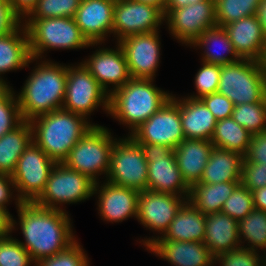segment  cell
<instances>
[{"label":"cell","instance_id":"obj_47","mask_svg":"<svg viewBox=\"0 0 266 266\" xmlns=\"http://www.w3.org/2000/svg\"><path fill=\"white\" fill-rule=\"evenodd\" d=\"M10 185L14 188V182L9 175L0 174V207L6 208V203L12 196Z\"/></svg>","mask_w":266,"mask_h":266},{"label":"cell","instance_id":"obj_54","mask_svg":"<svg viewBox=\"0 0 266 266\" xmlns=\"http://www.w3.org/2000/svg\"><path fill=\"white\" fill-rule=\"evenodd\" d=\"M260 62H261L263 72H264L265 77H266V46H265V51H264L263 57H262Z\"/></svg>","mask_w":266,"mask_h":266},{"label":"cell","instance_id":"obj_10","mask_svg":"<svg viewBox=\"0 0 266 266\" xmlns=\"http://www.w3.org/2000/svg\"><path fill=\"white\" fill-rule=\"evenodd\" d=\"M139 144L148 163L147 190L178 196L184 194L183 197L188 198L190 186L182 177L173 149L158 144Z\"/></svg>","mask_w":266,"mask_h":266},{"label":"cell","instance_id":"obj_26","mask_svg":"<svg viewBox=\"0 0 266 266\" xmlns=\"http://www.w3.org/2000/svg\"><path fill=\"white\" fill-rule=\"evenodd\" d=\"M180 119L185 139L211 141L217 120L200 99L180 100Z\"/></svg>","mask_w":266,"mask_h":266},{"label":"cell","instance_id":"obj_25","mask_svg":"<svg viewBox=\"0 0 266 266\" xmlns=\"http://www.w3.org/2000/svg\"><path fill=\"white\" fill-rule=\"evenodd\" d=\"M203 243L214 257L240 247L238 221L222 212L206 215Z\"/></svg>","mask_w":266,"mask_h":266},{"label":"cell","instance_id":"obj_20","mask_svg":"<svg viewBox=\"0 0 266 266\" xmlns=\"http://www.w3.org/2000/svg\"><path fill=\"white\" fill-rule=\"evenodd\" d=\"M223 28L241 59L261 61L266 46V35L256 15L231 22Z\"/></svg>","mask_w":266,"mask_h":266},{"label":"cell","instance_id":"obj_29","mask_svg":"<svg viewBox=\"0 0 266 266\" xmlns=\"http://www.w3.org/2000/svg\"><path fill=\"white\" fill-rule=\"evenodd\" d=\"M31 142L32 127L26 120L0 138V174H13L18 159Z\"/></svg>","mask_w":266,"mask_h":266},{"label":"cell","instance_id":"obj_30","mask_svg":"<svg viewBox=\"0 0 266 266\" xmlns=\"http://www.w3.org/2000/svg\"><path fill=\"white\" fill-rule=\"evenodd\" d=\"M240 182L207 184L196 182L190 187V201L203 215L221 212L224 202Z\"/></svg>","mask_w":266,"mask_h":266},{"label":"cell","instance_id":"obj_36","mask_svg":"<svg viewBox=\"0 0 266 266\" xmlns=\"http://www.w3.org/2000/svg\"><path fill=\"white\" fill-rule=\"evenodd\" d=\"M82 0H38L36 6L27 15L28 20L53 17L74 18Z\"/></svg>","mask_w":266,"mask_h":266},{"label":"cell","instance_id":"obj_17","mask_svg":"<svg viewBox=\"0 0 266 266\" xmlns=\"http://www.w3.org/2000/svg\"><path fill=\"white\" fill-rule=\"evenodd\" d=\"M182 198V199H180ZM188 198L144 190L139 192L137 219L149 229L165 233L177 211Z\"/></svg>","mask_w":266,"mask_h":266},{"label":"cell","instance_id":"obj_8","mask_svg":"<svg viewBox=\"0 0 266 266\" xmlns=\"http://www.w3.org/2000/svg\"><path fill=\"white\" fill-rule=\"evenodd\" d=\"M98 182L94 183L87 176L69 169L63 163H56L52 169L41 195L34 201L40 207L62 210L60 203L84 201L98 191Z\"/></svg>","mask_w":266,"mask_h":266},{"label":"cell","instance_id":"obj_34","mask_svg":"<svg viewBox=\"0 0 266 266\" xmlns=\"http://www.w3.org/2000/svg\"><path fill=\"white\" fill-rule=\"evenodd\" d=\"M231 117L252 135L266 131V101L234 106Z\"/></svg>","mask_w":266,"mask_h":266},{"label":"cell","instance_id":"obj_35","mask_svg":"<svg viewBox=\"0 0 266 266\" xmlns=\"http://www.w3.org/2000/svg\"><path fill=\"white\" fill-rule=\"evenodd\" d=\"M217 26H225L244 17L256 15L260 0H215Z\"/></svg>","mask_w":266,"mask_h":266},{"label":"cell","instance_id":"obj_38","mask_svg":"<svg viewBox=\"0 0 266 266\" xmlns=\"http://www.w3.org/2000/svg\"><path fill=\"white\" fill-rule=\"evenodd\" d=\"M254 209L251 191L240 183L224 202L221 212L239 221Z\"/></svg>","mask_w":266,"mask_h":266},{"label":"cell","instance_id":"obj_41","mask_svg":"<svg viewBox=\"0 0 266 266\" xmlns=\"http://www.w3.org/2000/svg\"><path fill=\"white\" fill-rule=\"evenodd\" d=\"M83 249L77 241L70 245L66 250L47 257L36 263L37 266H88L87 260Z\"/></svg>","mask_w":266,"mask_h":266},{"label":"cell","instance_id":"obj_13","mask_svg":"<svg viewBox=\"0 0 266 266\" xmlns=\"http://www.w3.org/2000/svg\"><path fill=\"white\" fill-rule=\"evenodd\" d=\"M130 136L137 143L158 144L175 149L185 139L180 119V100L172 96Z\"/></svg>","mask_w":266,"mask_h":266},{"label":"cell","instance_id":"obj_6","mask_svg":"<svg viewBox=\"0 0 266 266\" xmlns=\"http://www.w3.org/2000/svg\"><path fill=\"white\" fill-rule=\"evenodd\" d=\"M25 22L30 54L35 60L47 49H78L91 45L81 33L74 18L51 17Z\"/></svg>","mask_w":266,"mask_h":266},{"label":"cell","instance_id":"obj_3","mask_svg":"<svg viewBox=\"0 0 266 266\" xmlns=\"http://www.w3.org/2000/svg\"><path fill=\"white\" fill-rule=\"evenodd\" d=\"M45 62V63H44ZM67 81V66L43 61L26 80L19 96L23 120L60 110L63 107Z\"/></svg>","mask_w":266,"mask_h":266},{"label":"cell","instance_id":"obj_5","mask_svg":"<svg viewBox=\"0 0 266 266\" xmlns=\"http://www.w3.org/2000/svg\"><path fill=\"white\" fill-rule=\"evenodd\" d=\"M217 92L234 106L266 101V77L260 61L240 59L221 65Z\"/></svg>","mask_w":266,"mask_h":266},{"label":"cell","instance_id":"obj_40","mask_svg":"<svg viewBox=\"0 0 266 266\" xmlns=\"http://www.w3.org/2000/svg\"><path fill=\"white\" fill-rule=\"evenodd\" d=\"M221 74V65L203 62V67L199 69L195 76V85L198 92L196 96L189 98L201 99L204 96L216 93Z\"/></svg>","mask_w":266,"mask_h":266},{"label":"cell","instance_id":"obj_31","mask_svg":"<svg viewBox=\"0 0 266 266\" xmlns=\"http://www.w3.org/2000/svg\"><path fill=\"white\" fill-rule=\"evenodd\" d=\"M251 137V133L230 117L217 121L211 142L214 147L235 151L244 156Z\"/></svg>","mask_w":266,"mask_h":266},{"label":"cell","instance_id":"obj_11","mask_svg":"<svg viewBox=\"0 0 266 266\" xmlns=\"http://www.w3.org/2000/svg\"><path fill=\"white\" fill-rule=\"evenodd\" d=\"M147 166L140 144L131 136L115 141L107 174L108 182L139 192L147 190Z\"/></svg>","mask_w":266,"mask_h":266},{"label":"cell","instance_id":"obj_42","mask_svg":"<svg viewBox=\"0 0 266 266\" xmlns=\"http://www.w3.org/2000/svg\"><path fill=\"white\" fill-rule=\"evenodd\" d=\"M260 259L256 251L241 246L214 257V263L219 261L221 266H266V259Z\"/></svg>","mask_w":266,"mask_h":266},{"label":"cell","instance_id":"obj_7","mask_svg":"<svg viewBox=\"0 0 266 266\" xmlns=\"http://www.w3.org/2000/svg\"><path fill=\"white\" fill-rule=\"evenodd\" d=\"M111 136L106 128L94 125L70 150L62 163L97 183V175L103 172L107 175L110 169L115 142Z\"/></svg>","mask_w":266,"mask_h":266},{"label":"cell","instance_id":"obj_12","mask_svg":"<svg viewBox=\"0 0 266 266\" xmlns=\"http://www.w3.org/2000/svg\"><path fill=\"white\" fill-rule=\"evenodd\" d=\"M99 105H103L106 112H109V93L99 85L83 63L78 67L68 66L62 109L86 118Z\"/></svg>","mask_w":266,"mask_h":266},{"label":"cell","instance_id":"obj_9","mask_svg":"<svg viewBox=\"0 0 266 266\" xmlns=\"http://www.w3.org/2000/svg\"><path fill=\"white\" fill-rule=\"evenodd\" d=\"M56 165L33 141L18 159L11 175L17 189V207L21 202H34L44 191L49 175Z\"/></svg>","mask_w":266,"mask_h":266},{"label":"cell","instance_id":"obj_14","mask_svg":"<svg viewBox=\"0 0 266 266\" xmlns=\"http://www.w3.org/2000/svg\"><path fill=\"white\" fill-rule=\"evenodd\" d=\"M164 12L154 5L135 0H115L113 31L118 41L130 35L158 31Z\"/></svg>","mask_w":266,"mask_h":266},{"label":"cell","instance_id":"obj_39","mask_svg":"<svg viewBox=\"0 0 266 266\" xmlns=\"http://www.w3.org/2000/svg\"><path fill=\"white\" fill-rule=\"evenodd\" d=\"M33 262L28 251L18 239L0 238V266H29Z\"/></svg>","mask_w":266,"mask_h":266},{"label":"cell","instance_id":"obj_24","mask_svg":"<svg viewBox=\"0 0 266 266\" xmlns=\"http://www.w3.org/2000/svg\"><path fill=\"white\" fill-rule=\"evenodd\" d=\"M213 147L209 140L184 139L173 149L177 166L190 187L200 181Z\"/></svg>","mask_w":266,"mask_h":266},{"label":"cell","instance_id":"obj_21","mask_svg":"<svg viewBox=\"0 0 266 266\" xmlns=\"http://www.w3.org/2000/svg\"><path fill=\"white\" fill-rule=\"evenodd\" d=\"M147 249L174 266H212L214 256L203 242L155 240Z\"/></svg>","mask_w":266,"mask_h":266},{"label":"cell","instance_id":"obj_51","mask_svg":"<svg viewBox=\"0 0 266 266\" xmlns=\"http://www.w3.org/2000/svg\"><path fill=\"white\" fill-rule=\"evenodd\" d=\"M205 0H167V3L164 8V16H166L174 9H179L182 7H186L188 5L201 2Z\"/></svg>","mask_w":266,"mask_h":266},{"label":"cell","instance_id":"obj_48","mask_svg":"<svg viewBox=\"0 0 266 266\" xmlns=\"http://www.w3.org/2000/svg\"><path fill=\"white\" fill-rule=\"evenodd\" d=\"M15 223L7 209L0 207V238L8 236V233L14 229Z\"/></svg>","mask_w":266,"mask_h":266},{"label":"cell","instance_id":"obj_27","mask_svg":"<svg viewBox=\"0 0 266 266\" xmlns=\"http://www.w3.org/2000/svg\"><path fill=\"white\" fill-rule=\"evenodd\" d=\"M244 156L238 152L213 147L200 183L241 182Z\"/></svg>","mask_w":266,"mask_h":266},{"label":"cell","instance_id":"obj_23","mask_svg":"<svg viewBox=\"0 0 266 266\" xmlns=\"http://www.w3.org/2000/svg\"><path fill=\"white\" fill-rule=\"evenodd\" d=\"M205 220L206 215H203L190 201H184L163 236L143 240V243L148 248L155 240L203 242Z\"/></svg>","mask_w":266,"mask_h":266},{"label":"cell","instance_id":"obj_1","mask_svg":"<svg viewBox=\"0 0 266 266\" xmlns=\"http://www.w3.org/2000/svg\"><path fill=\"white\" fill-rule=\"evenodd\" d=\"M18 212L25 237V243L19 242L35 264L66 250L76 241L67 212L40 207L34 202H21Z\"/></svg>","mask_w":266,"mask_h":266},{"label":"cell","instance_id":"obj_16","mask_svg":"<svg viewBox=\"0 0 266 266\" xmlns=\"http://www.w3.org/2000/svg\"><path fill=\"white\" fill-rule=\"evenodd\" d=\"M159 43L158 31L130 35L118 41L132 78L154 79L160 60Z\"/></svg>","mask_w":266,"mask_h":266},{"label":"cell","instance_id":"obj_19","mask_svg":"<svg viewBox=\"0 0 266 266\" xmlns=\"http://www.w3.org/2000/svg\"><path fill=\"white\" fill-rule=\"evenodd\" d=\"M117 49H99L90 59L83 62L99 85L109 94L107 84H114L113 90L124 86L132 77L128 69L126 57L122 47L117 44Z\"/></svg>","mask_w":266,"mask_h":266},{"label":"cell","instance_id":"obj_33","mask_svg":"<svg viewBox=\"0 0 266 266\" xmlns=\"http://www.w3.org/2000/svg\"><path fill=\"white\" fill-rule=\"evenodd\" d=\"M238 232L241 243L242 236L245 241L251 243V247L247 248L254 251L266 248V212L258 209L251 211L244 219L238 221Z\"/></svg>","mask_w":266,"mask_h":266},{"label":"cell","instance_id":"obj_46","mask_svg":"<svg viewBox=\"0 0 266 266\" xmlns=\"http://www.w3.org/2000/svg\"><path fill=\"white\" fill-rule=\"evenodd\" d=\"M21 23V17L13 10L8 0H0V36L16 30Z\"/></svg>","mask_w":266,"mask_h":266},{"label":"cell","instance_id":"obj_37","mask_svg":"<svg viewBox=\"0 0 266 266\" xmlns=\"http://www.w3.org/2000/svg\"><path fill=\"white\" fill-rule=\"evenodd\" d=\"M13 94L10 87L0 93V138L23 121L18 99Z\"/></svg>","mask_w":266,"mask_h":266},{"label":"cell","instance_id":"obj_18","mask_svg":"<svg viewBox=\"0 0 266 266\" xmlns=\"http://www.w3.org/2000/svg\"><path fill=\"white\" fill-rule=\"evenodd\" d=\"M115 0H82L75 22L87 41L93 45L103 42L104 37L113 31Z\"/></svg>","mask_w":266,"mask_h":266},{"label":"cell","instance_id":"obj_55","mask_svg":"<svg viewBox=\"0 0 266 266\" xmlns=\"http://www.w3.org/2000/svg\"><path fill=\"white\" fill-rule=\"evenodd\" d=\"M6 87L0 84V93L5 89Z\"/></svg>","mask_w":266,"mask_h":266},{"label":"cell","instance_id":"obj_15","mask_svg":"<svg viewBox=\"0 0 266 266\" xmlns=\"http://www.w3.org/2000/svg\"><path fill=\"white\" fill-rule=\"evenodd\" d=\"M165 18L180 42L192 44L207 29L217 26L216 2L205 0L172 10Z\"/></svg>","mask_w":266,"mask_h":266},{"label":"cell","instance_id":"obj_49","mask_svg":"<svg viewBox=\"0 0 266 266\" xmlns=\"http://www.w3.org/2000/svg\"><path fill=\"white\" fill-rule=\"evenodd\" d=\"M13 10L21 17L28 15L36 6L38 0H8Z\"/></svg>","mask_w":266,"mask_h":266},{"label":"cell","instance_id":"obj_52","mask_svg":"<svg viewBox=\"0 0 266 266\" xmlns=\"http://www.w3.org/2000/svg\"><path fill=\"white\" fill-rule=\"evenodd\" d=\"M256 16L260 26L262 27V31L266 35V0H260Z\"/></svg>","mask_w":266,"mask_h":266},{"label":"cell","instance_id":"obj_22","mask_svg":"<svg viewBox=\"0 0 266 266\" xmlns=\"http://www.w3.org/2000/svg\"><path fill=\"white\" fill-rule=\"evenodd\" d=\"M99 194L98 207L104 220L120 222L131 216L137 218L139 191L107 181Z\"/></svg>","mask_w":266,"mask_h":266},{"label":"cell","instance_id":"obj_53","mask_svg":"<svg viewBox=\"0 0 266 266\" xmlns=\"http://www.w3.org/2000/svg\"><path fill=\"white\" fill-rule=\"evenodd\" d=\"M135 1L142 2L145 4H149V5H154L156 7H159L163 12H164L165 5L167 3V0H135Z\"/></svg>","mask_w":266,"mask_h":266},{"label":"cell","instance_id":"obj_2","mask_svg":"<svg viewBox=\"0 0 266 266\" xmlns=\"http://www.w3.org/2000/svg\"><path fill=\"white\" fill-rule=\"evenodd\" d=\"M29 122L32 141L56 163H62L94 126L84 116L63 109L37 116Z\"/></svg>","mask_w":266,"mask_h":266},{"label":"cell","instance_id":"obj_50","mask_svg":"<svg viewBox=\"0 0 266 266\" xmlns=\"http://www.w3.org/2000/svg\"><path fill=\"white\" fill-rule=\"evenodd\" d=\"M254 208L266 212V186L251 191Z\"/></svg>","mask_w":266,"mask_h":266},{"label":"cell","instance_id":"obj_4","mask_svg":"<svg viewBox=\"0 0 266 266\" xmlns=\"http://www.w3.org/2000/svg\"><path fill=\"white\" fill-rule=\"evenodd\" d=\"M152 78H131L124 86L110 91L109 112L133 132L156 113L172 96L151 83Z\"/></svg>","mask_w":266,"mask_h":266},{"label":"cell","instance_id":"obj_43","mask_svg":"<svg viewBox=\"0 0 266 266\" xmlns=\"http://www.w3.org/2000/svg\"><path fill=\"white\" fill-rule=\"evenodd\" d=\"M250 191L266 186V164L243 162L241 182Z\"/></svg>","mask_w":266,"mask_h":266},{"label":"cell","instance_id":"obj_44","mask_svg":"<svg viewBox=\"0 0 266 266\" xmlns=\"http://www.w3.org/2000/svg\"><path fill=\"white\" fill-rule=\"evenodd\" d=\"M212 112L217 121L230 118L234 109L233 102L226 96L216 92L200 99Z\"/></svg>","mask_w":266,"mask_h":266},{"label":"cell","instance_id":"obj_28","mask_svg":"<svg viewBox=\"0 0 266 266\" xmlns=\"http://www.w3.org/2000/svg\"><path fill=\"white\" fill-rule=\"evenodd\" d=\"M22 27L24 29H20L19 26L13 32L0 36V74L28 66V63L34 60L29 50L27 30ZM20 32L23 34L22 37ZM0 84L10 87L1 77Z\"/></svg>","mask_w":266,"mask_h":266},{"label":"cell","instance_id":"obj_45","mask_svg":"<svg viewBox=\"0 0 266 266\" xmlns=\"http://www.w3.org/2000/svg\"><path fill=\"white\" fill-rule=\"evenodd\" d=\"M243 162L266 164V131L252 135Z\"/></svg>","mask_w":266,"mask_h":266},{"label":"cell","instance_id":"obj_32","mask_svg":"<svg viewBox=\"0 0 266 266\" xmlns=\"http://www.w3.org/2000/svg\"><path fill=\"white\" fill-rule=\"evenodd\" d=\"M215 43H219V45H222L223 51H227V53H230L232 55V58L228 56H224L223 54L216 53L215 51H210V46ZM201 46L205 48L204 56H203V62L209 63V64H218V65H225L230 63L238 62L241 58L238 56V54L235 52L232 42L229 40V37L227 35V32L224 30L221 26H215L212 28L207 29L205 32H203L192 44L191 46ZM213 48V47H212ZM234 57V58H233Z\"/></svg>","mask_w":266,"mask_h":266}]
</instances>
